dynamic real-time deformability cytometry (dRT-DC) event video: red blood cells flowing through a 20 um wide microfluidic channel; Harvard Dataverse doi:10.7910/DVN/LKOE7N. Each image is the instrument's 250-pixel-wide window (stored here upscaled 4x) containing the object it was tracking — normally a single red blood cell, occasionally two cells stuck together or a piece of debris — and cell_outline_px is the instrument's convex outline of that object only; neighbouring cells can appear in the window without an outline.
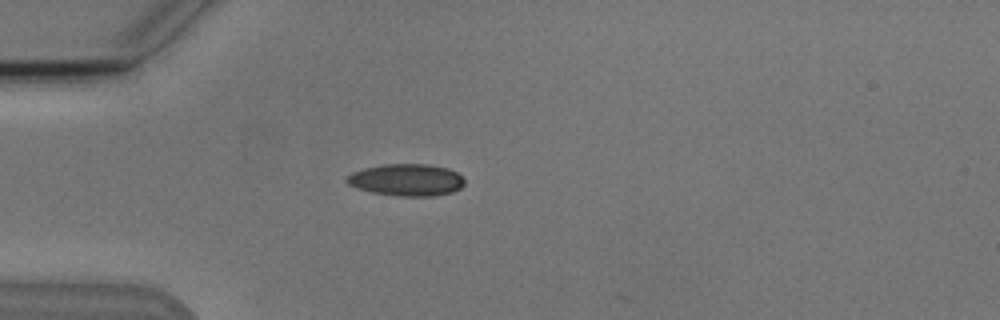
{"species": "Egyptian fruit bat (a non-hibernating species)", "species_latin": "Rousettus aegyptiacus", "temperature_condition": "cold", "stored_images_in_passage": 2, "camera_frame_rate_fps": 3000, "um_per_image_px": 0.085, "animal": {"sex": "male"}, "frame": {"image": 1, "passage_image": 1, "time_ms": 0.0, "image_size_px": [1000, 320], "cell_outline_px": [[464, 184], [460, 188], [452, 192], [432, 196], [400, 196], [372, 192], [356, 188], [348, 184], [344, 180], [352, 172], [364, 168], [384, 164], [428, 164], [448, 168], [456, 172], [464, 180]], "centroid_in_image_um": [34.54, 15.29], "position_along_channel_um": 50.5, "area_um2": 21.91}}